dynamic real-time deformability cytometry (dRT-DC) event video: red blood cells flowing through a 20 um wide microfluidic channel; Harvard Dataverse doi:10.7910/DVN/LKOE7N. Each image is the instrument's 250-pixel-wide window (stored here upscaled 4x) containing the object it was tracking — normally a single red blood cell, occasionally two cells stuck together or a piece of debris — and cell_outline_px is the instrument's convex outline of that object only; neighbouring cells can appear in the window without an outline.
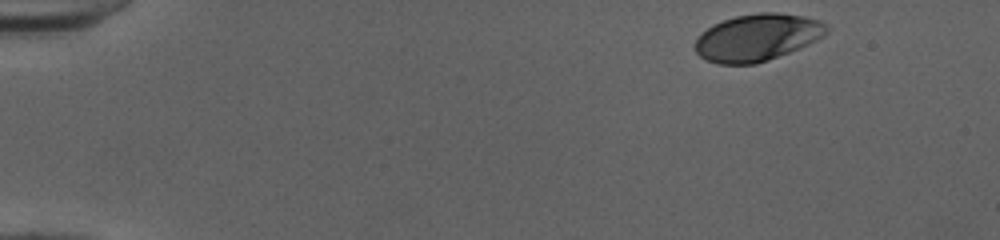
{"species": "human", "species_latin": "Homo sapiens", "temperature_condition": "cold", "stored_images_in_passage": 47, "camera_frame_rate_fps": 3000, "um_per_image_px": 0.085, "donor": {"sex": "female"}, "frame": {"image": 1, "passage_image": 1, "time_ms": 0.0, "image_size_px": [1000, 240], "cell_outline_px": [[828, 32], [824, 36], [800, 48], [768, 60], [756, 64], [716, 64], [704, 60], [696, 52], [696, 40], [700, 32], [712, 24], [736, 16], [760, 12], [776, 12], [804, 16], [820, 20], [828, 24]], "centroid_in_image_um": [64.37, 3.18], "position_along_channel_um": 20.6, "area_um2": 36.3}}
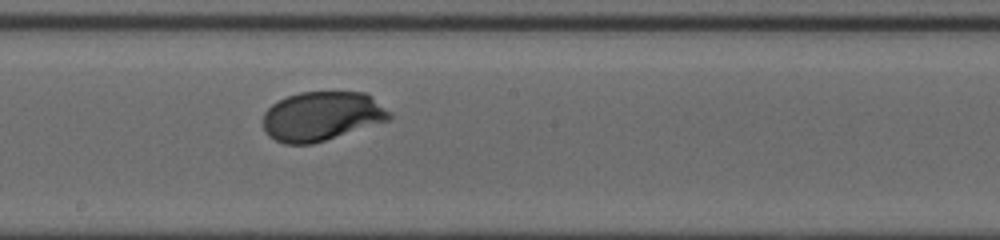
{"frame": {"image": 2, "passage_image": 25, "time_ms": 8.0, "image_size_px": [1000, 240], "cell_outline_px": [[392, 120], [312, 144], [284, 144], [268, 136], [264, 132], [264, 112], [272, 104], [288, 96], [300, 92], [364, 92], [372, 96], [392, 112]], "centroid_in_image_um": [27.39, 9.88], "position_along_channel_um": 220.8, "area_um2": 36.53}}
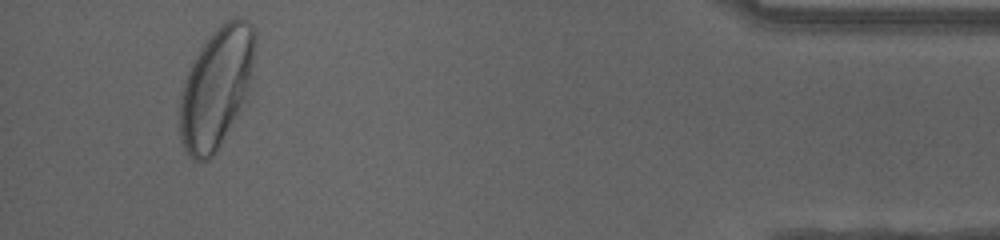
{"frame": {"image": 3, "passage_image": 44, "time_ms": 14.333, "image_size_px": [1000, 240], "cell_outline_px": [[256, 44], [248, 84], [244, 96], [216, 152], [208, 160], [192, 160], [188, 156], [180, 140], [180, 96], [184, 80], [200, 48], [216, 28], [224, 20], [236, 16], [248, 20], [252, 24], [256, 32]], "centroid_in_image_um": [18.36, 7.39], "position_along_channel_um": 416.8, "area_um2": 51.73}, "authors_computed_cell_mechanics": {"area_um2": 36.8186, "velocity_mm_per_s": 3.9946, "shape_relaxation_time_tau1_ms": 2.044, "shape_relaxation_time_tau2_ms": null, "deformation_change_tau1": 0.1356, "deformation_change_tau2": null}}